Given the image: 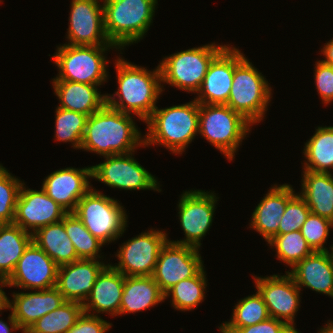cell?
Segmentation results:
<instances>
[{"instance_id":"1","label":"cell","mask_w":333,"mask_h":333,"mask_svg":"<svg viewBox=\"0 0 333 333\" xmlns=\"http://www.w3.org/2000/svg\"><path fill=\"white\" fill-rule=\"evenodd\" d=\"M144 145V136L135 126L130 114L105 104L88 116L81 148L104 157L134 152Z\"/></svg>"},{"instance_id":"2","label":"cell","mask_w":333,"mask_h":333,"mask_svg":"<svg viewBox=\"0 0 333 333\" xmlns=\"http://www.w3.org/2000/svg\"><path fill=\"white\" fill-rule=\"evenodd\" d=\"M118 91L106 94V104L125 114H134L146 122L157 107L163 91L159 65L153 71L133 65L123 58L116 60ZM118 96V100L115 99ZM132 113V114H131Z\"/></svg>"},{"instance_id":"3","label":"cell","mask_w":333,"mask_h":333,"mask_svg":"<svg viewBox=\"0 0 333 333\" xmlns=\"http://www.w3.org/2000/svg\"><path fill=\"white\" fill-rule=\"evenodd\" d=\"M145 123L149 131L144 135V147L159 144L182 154L199 133V103L194 99L168 108L156 107Z\"/></svg>"},{"instance_id":"4","label":"cell","mask_w":333,"mask_h":333,"mask_svg":"<svg viewBox=\"0 0 333 333\" xmlns=\"http://www.w3.org/2000/svg\"><path fill=\"white\" fill-rule=\"evenodd\" d=\"M264 76L234 47L233 82L227 106L252 125L259 123L269 105L271 88Z\"/></svg>"},{"instance_id":"5","label":"cell","mask_w":333,"mask_h":333,"mask_svg":"<svg viewBox=\"0 0 333 333\" xmlns=\"http://www.w3.org/2000/svg\"><path fill=\"white\" fill-rule=\"evenodd\" d=\"M156 4L157 0H103L104 28L109 41L123 49L143 39L153 23Z\"/></svg>"},{"instance_id":"6","label":"cell","mask_w":333,"mask_h":333,"mask_svg":"<svg viewBox=\"0 0 333 333\" xmlns=\"http://www.w3.org/2000/svg\"><path fill=\"white\" fill-rule=\"evenodd\" d=\"M252 124L223 104H199V133L230 161Z\"/></svg>"},{"instance_id":"7","label":"cell","mask_w":333,"mask_h":333,"mask_svg":"<svg viewBox=\"0 0 333 333\" xmlns=\"http://www.w3.org/2000/svg\"><path fill=\"white\" fill-rule=\"evenodd\" d=\"M115 45H68L57 47L52 60L59 68V74L53 80H66L83 84L101 85L107 81V63L105 51Z\"/></svg>"},{"instance_id":"8","label":"cell","mask_w":333,"mask_h":333,"mask_svg":"<svg viewBox=\"0 0 333 333\" xmlns=\"http://www.w3.org/2000/svg\"><path fill=\"white\" fill-rule=\"evenodd\" d=\"M123 209L117 200L91 188L79 200L73 213L105 244L117 240L126 230L127 215Z\"/></svg>"},{"instance_id":"9","label":"cell","mask_w":333,"mask_h":333,"mask_svg":"<svg viewBox=\"0 0 333 333\" xmlns=\"http://www.w3.org/2000/svg\"><path fill=\"white\" fill-rule=\"evenodd\" d=\"M226 46L212 43L165 57L159 64L162 83L197 93L210 63Z\"/></svg>"},{"instance_id":"10","label":"cell","mask_w":333,"mask_h":333,"mask_svg":"<svg viewBox=\"0 0 333 333\" xmlns=\"http://www.w3.org/2000/svg\"><path fill=\"white\" fill-rule=\"evenodd\" d=\"M133 152L106 156L105 162L92 167V178L111 188L124 190H156L159 183L133 157Z\"/></svg>"},{"instance_id":"11","label":"cell","mask_w":333,"mask_h":333,"mask_svg":"<svg viewBox=\"0 0 333 333\" xmlns=\"http://www.w3.org/2000/svg\"><path fill=\"white\" fill-rule=\"evenodd\" d=\"M201 258L197 248L168 239L159 252L152 277L165 294L181 280L196 276L204 268Z\"/></svg>"},{"instance_id":"12","label":"cell","mask_w":333,"mask_h":333,"mask_svg":"<svg viewBox=\"0 0 333 333\" xmlns=\"http://www.w3.org/2000/svg\"><path fill=\"white\" fill-rule=\"evenodd\" d=\"M167 234L149 230L123 243L118 250V264L111 265L124 276H152Z\"/></svg>"},{"instance_id":"13","label":"cell","mask_w":333,"mask_h":333,"mask_svg":"<svg viewBox=\"0 0 333 333\" xmlns=\"http://www.w3.org/2000/svg\"><path fill=\"white\" fill-rule=\"evenodd\" d=\"M217 199L212 192L185 191L179 200L178 216L186 238L180 241H170L199 249L201 239L205 237L212 224Z\"/></svg>"},{"instance_id":"14","label":"cell","mask_w":333,"mask_h":333,"mask_svg":"<svg viewBox=\"0 0 333 333\" xmlns=\"http://www.w3.org/2000/svg\"><path fill=\"white\" fill-rule=\"evenodd\" d=\"M256 289L267 306L269 316L284 321L297 333L294 318L300 304V288L293 277L286 271V275H272L268 277L254 276ZM284 319V320H283Z\"/></svg>"},{"instance_id":"15","label":"cell","mask_w":333,"mask_h":333,"mask_svg":"<svg viewBox=\"0 0 333 333\" xmlns=\"http://www.w3.org/2000/svg\"><path fill=\"white\" fill-rule=\"evenodd\" d=\"M59 266L32 241L6 279L9 287L46 290L56 287Z\"/></svg>"},{"instance_id":"16","label":"cell","mask_w":333,"mask_h":333,"mask_svg":"<svg viewBox=\"0 0 333 333\" xmlns=\"http://www.w3.org/2000/svg\"><path fill=\"white\" fill-rule=\"evenodd\" d=\"M99 1L72 0L67 29L68 45H114L106 35L103 5Z\"/></svg>"},{"instance_id":"17","label":"cell","mask_w":333,"mask_h":333,"mask_svg":"<svg viewBox=\"0 0 333 333\" xmlns=\"http://www.w3.org/2000/svg\"><path fill=\"white\" fill-rule=\"evenodd\" d=\"M24 185L18 196L13 224L34 234L41 227L60 222L68 214L42 188L32 190Z\"/></svg>"},{"instance_id":"18","label":"cell","mask_w":333,"mask_h":333,"mask_svg":"<svg viewBox=\"0 0 333 333\" xmlns=\"http://www.w3.org/2000/svg\"><path fill=\"white\" fill-rule=\"evenodd\" d=\"M89 178H92V167H67L48 175L42 189L68 213H73L79 200L92 188Z\"/></svg>"},{"instance_id":"19","label":"cell","mask_w":333,"mask_h":333,"mask_svg":"<svg viewBox=\"0 0 333 333\" xmlns=\"http://www.w3.org/2000/svg\"><path fill=\"white\" fill-rule=\"evenodd\" d=\"M107 265L96 259H79L58 268L56 288L66 301L84 303Z\"/></svg>"},{"instance_id":"20","label":"cell","mask_w":333,"mask_h":333,"mask_svg":"<svg viewBox=\"0 0 333 333\" xmlns=\"http://www.w3.org/2000/svg\"><path fill=\"white\" fill-rule=\"evenodd\" d=\"M234 73V47L227 45L210 63L195 100L199 104L226 105Z\"/></svg>"},{"instance_id":"21","label":"cell","mask_w":333,"mask_h":333,"mask_svg":"<svg viewBox=\"0 0 333 333\" xmlns=\"http://www.w3.org/2000/svg\"><path fill=\"white\" fill-rule=\"evenodd\" d=\"M9 309L20 329L30 328L45 314L59 308L66 300L56 287L30 293H13Z\"/></svg>"},{"instance_id":"22","label":"cell","mask_w":333,"mask_h":333,"mask_svg":"<svg viewBox=\"0 0 333 333\" xmlns=\"http://www.w3.org/2000/svg\"><path fill=\"white\" fill-rule=\"evenodd\" d=\"M295 195L289 184H275L252 213L250 227L269 242L277 233L287 202Z\"/></svg>"},{"instance_id":"23","label":"cell","mask_w":333,"mask_h":333,"mask_svg":"<svg viewBox=\"0 0 333 333\" xmlns=\"http://www.w3.org/2000/svg\"><path fill=\"white\" fill-rule=\"evenodd\" d=\"M125 283V276L114 269L111 264L98 275L93 288L82 304L84 312H108L112 316L119 315L121 297Z\"/></svg>"},{"instance_id":"24","label":"cell","mask_w":333,"mask_h":333,"mask_svg":"<svg viewBox=\"0 0 333 333\" xmlns=\"http://www.w3.org/2000/svg\"><path fill=\"white\" fill-rule=\"evenodd\" d=\"M288 273L300 289L306 286L333 298V261L329 251H314Z\"/></svg>"},{"instance_id":"25","label":"cell","mask_w":333,"mask_h":333,"mask_svg":"<svg viewBox=\"0 0 333 333\" xmlns=\"http://www.w3.org/2000/svg\"><path fill=\"white\" fill-rule=\"evenodd\" d=\"M52 84L60 108L90 116L106 104V94H100L98 85L66 80H53Z\"/></svg>"},{"instance_id":"26","label":"cell","mask_w":333,"mask_h":333,"mask_svg":"<svg viewBox=\"0 0 333 333\" xmlns=\"http://www.w3.org/2000/svg\"><path fill=\"white\" fill-rule=\"evenodd\" d=\"M302 191L299 194L311 213L333 222V176L331 172L303 171Z\"/></svg>"},{"instance_id":"27","label":"cell","mask_w":333,"mask_h":333,"mask_svg":"<svg viewBox=\"0 0 333 333\" xmlns=\"http://www.w3.org/2000/svg\"><path fill=\"white\" fill-rule=\"evenodd\" d=\"M164 300L165 294L152 276H125L119 315L139 312Z\"/></svg>"},{"instance_id":"28","label":"cell","mask_w":333,"mask_h":333,"mask_svg":"<svg viewBox=\"0 0 333 333\" xmlns=\"http://www.w3.org/2000/svg\"><path fill=\"white\" fill-rule=\"evenodd\" d=\"M35 244L58 265L79 260L75 247L64 228V218L57 223L39 228L33 234Z\"/></svg>"},{"instance_id":"29","label":"cell","mask_w":333,"mask_h":333,"mask_svg":"<svg viewBox=\"0 0 333 333\" xmlns=\"http://www.w3.org/2000/svg\"><path fill=\"white\" fill-rule=\"evenodd\" d=\"M33 241V234L15 224L0 225V278L7 279L25 249Z\"/></svg>"},{"instance_id":"30","label":"cell","mask_w":333,"mask_h":333,"mask_svg":"<svg viewBox=\"0 0 333 333\" xmlns=\"http://www.w3.org/2000/svg\"><path fill=\"white\" fill-rule=\"evenodd\" d=\"M304 147L303 170L329 173L333 169V126H319Z\"/></svg>"},{"instance_id":"31","label":"cell","mask_w":333,"mask_h":333,"mask_svg":"<svg viewBox=\"0 0 333 333\" xmlns=\"http://www.w3.org/2000/svg\"><path fill=\"white\" fill-rule=\"evenodd\" d=\"M267 306L257 291L255 294L241 299L233 310L231 321L219 327L222 333H233L236 329L255 325L269 318Z\"/></svg>"},{"instance_id":"32","label":"cell","mask_w":333,"mask_h":333,"mask_svg":"<svg viewBox=\"0 0 333 333\" xmlns=\"http://www.w3.org/2000/svg\"><path fill=\"white\" fill-rule=\"evenodd\" d=\"M84 312L82 303L66 301L29 328L35 333H66Z\"/></svg>"},{"instance_id":"33","label":"cell","mask_w":333,"mask_h":333,"mask_svg":"<svg viewBox=\"0 0 333 333\" xmlns=\"http://www.w3.org/2000/svg\"><path fill=\"white\" fill-rule=\"evenodd\" d=\"M206 274L204 268L192 278L181 280L172 286L166 293L165 299L172 296V306L181 311H189L202 303L205 297Z\"/></svg>"},{"instance_id":"34","label":"cell","mask_w":333,"mask_h":333,"mask_svg":"<svg viewBox=\"0 0 333 333\" xmlns=\"http://www.w3.org/2000/svg\"><path fill=\"white\" fill-rule=\"evenodd\" d=\"M64 228L79 259L101 258L98 253L104 243L94 237L74 213H68L64 217Z\"/></svg>"},{"instance_id":"35","label":"cell","mask_w":333,"mask_h":333,"mask_svg":"<svg viewBox=\"0 0 333 333\" xmlns=\"http://www.w3.org/2000/svg\"><path fill=\"white\" fill-rule=\"evenodd\" d=\"M268 244L276 248L278 260L283 261L291 268L314 252L300 230L275 235Z\"/></svg>"},{"instance_id":"36","label":"cell","mask_w":333,"mask_h":333,"mask_svg":"<svg viewBox=\"0 0 333 333\" xmlns=\"http://www.w3.org/2000/svg\"><path fill=\"white\" fill-rule=\"evenodd\" d=\"M55 115L56 141L71 142L73 148L80 149L88 115L60 107L56 108Z\"/></svg>"},{"instance_id":"37","label":"cell","mask_w":333,"mask_h":333,"mask_svg":"<svg viewBox=\"0 0 333 333\" xmlns=\"http://www.w3.org/2000/svg\"><path fill=\"white\" fill-rule=\"evenodd\" d=\"M22 181L0 164V225L13 224Z\"/></svg>"},{"instance_id":"38","label":"cell","mask_w":333,"mask_h":333,"mask_svg":"<svg viewBox=\"0 0 333 333\" xmlns=\"http://www.w3.org/2000/svg\"><path fill=\"white\" fill-rule=\"evenodd\" d=\"M333 222L319 215L309 213L300 231L313 251H328L324 247Z\"/></svg>"},{"instance_id":"39","label":"cell","mask_w":333,"mask_h":333,"mask_svg":"<svg viewBox=\"0 0 333 333\" xmlns=\"http://www.w3.org/2000/svg\"><path fill=\"white\" fill-rule=\"evenodd\" d=\"M310 212V208L307 206L305 200L299 194H295L287 202L276 235L300 230Z\"/></svg>"},{"instance_id":"40","label":"cell","mask_w":333,"mask_h":333,"mask_svg":"<svg viewBox=\"0 0 333 333\" xmlns=\"http://www.w3.org/2000/svg\"><path fill=\"white\" fill-rule=\"evenodd\" d=\"M314 79L318 94L324 104L333 102V66L327 65L320 60L315 64Z\"/></svg>"},{"instance_id":"41","label":"cell","mask_w":333,"mask_h":333,"mask_svg":"<svg viewBox=\"0 0 333 333\" xmlns=\"http://www.w3.org/2000/svg\"><path fill=\"white\" fill-rule=\"evenodd\" d=\"M112 324L97 314L83 312L77 322L66 333H106Z\"/></svg>"},{"instance_id":"42","label":"cell","mask_w":333,"mask_h":333,"mask_svg":"<svg viewBox=\"0 0 333 333\" xmlns=\"http://www.w3.org/2000/svg\"><path fill=\"white\" fill-rule=\"evenodd\" d=\"M233 333H297L287 323L269 317L255 325L236 329Z\"/></svg>"},{"instance_id":"43","label":"cell","mask_w":333,"mask_h":333,"mask_svg":"<svg viewBox=\"0 0 333 333\" xmlns=\"http://www.w3.org/2000/svg\"><path fill=\"white\" fill-rule=\"evenodd\" d=\"M321 52L325 57V60L322 59L321 62L333 66V38L328 43H325Z\"/></svg>"},{"instance_id":"44","label":"cell","mask_w":333,"mask_h":333,"mask_svg":"<svg viewBox=\"0 0 333 333\" xmlns=\"http://www.w3.org/2000/svg\"><path fill=\"white\" fill-rule=\"evenodd\" d=\"M8 319L10 327L8 326L7 323L0 320V333H12V331L20 330L16 320L14 319L12 312L11 315H9Z\"/></svg>"},{"instance_id":"45","label":"cell","mask_w":333,"mask_h":333,"mask_svg":"<svg viewBox=\"0 0 333 333\" xmlns=\"http://www.w3.org/2000/svg\"><path fill=\"white\" fill-rule=\"evenodd\" d=\"M0 311L4 310V309H9V302L10 300L7 298L5 292L2 290V286L3 287H7L9 286L6 279L4 278H0Z\"/></svg>"},{"instance_id":"46","label":"cell","mask_w":333,"mask_h":333,"mask_svg":"<svg viewBox=\"0 0 333 333\" xmlns=\"http://www.w3.org/2000/svg\"><path fill=\"white\" fill-rule=\"evenodd\" d=\"M318 333H333V321L327 323Z\"/></svg>"},{"instance_id":"47","label":"cell","mask_w":333,"mask_h":333,"mask_svg":"<svg viewBox=\"0 0 333 333\" xmlns=\"http://www.w3.org/2000/svg\"><path fill=\"white\" fill-rule=\"evenodd\" d=\"M23 331V333H35L32 330H30L29 328H25V329H20Z\"/></svg>"},{"instance_id":"48","label":"cell","mask_w":333,"mask_h":333,"mask_svg":"<svg viewBox=\"0 0 333 333\" xmlns=\"http://www.w3.org/2000/svg\"><path fill=\"white\" fill-rule=\"evenodd\" d=\"M330 248H331L332 251H331L329 254H330V256H331V258H332V261H333V245L330 246Z\"/></svg>"}]
</instances>
